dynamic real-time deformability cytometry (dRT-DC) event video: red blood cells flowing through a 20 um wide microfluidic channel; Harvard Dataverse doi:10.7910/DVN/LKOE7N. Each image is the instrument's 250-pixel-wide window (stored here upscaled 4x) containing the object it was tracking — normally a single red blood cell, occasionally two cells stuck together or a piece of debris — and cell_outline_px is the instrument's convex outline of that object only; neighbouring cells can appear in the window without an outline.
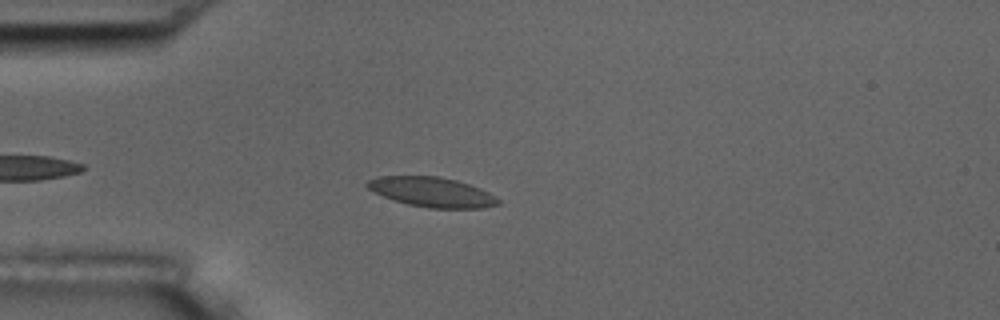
{"species": "common noctule bat (a hibernating species)", "species_latin": "Nyctalus noctula", "temperature_condition": "room temperature", "stored_images_in_passage": 8, "camera_frame_rate_fps": 3000, "um_per_image_px": 0.085, "animal": {"sex": "male", "body_mass_g": 17.5, "forearm_length_mm": 52.3}, "frame": {"image": 1, "passage_image": 5, "time_ms": 4.667, "image_size_px": [1000, 320], "cell_outline_px": [[500, 204], [484, 208], [428, 208], [408, 204], [384, 196], [368, 188], [364, 184], [368, 180], [376, 176], [440, 176], [456, 180], [480, 188], [496, 196], [500, 200]], "centroid_in_image_um": [36.74, 16.32], "position_along_channel_um": 48.3, "area_um2": 22.66}}